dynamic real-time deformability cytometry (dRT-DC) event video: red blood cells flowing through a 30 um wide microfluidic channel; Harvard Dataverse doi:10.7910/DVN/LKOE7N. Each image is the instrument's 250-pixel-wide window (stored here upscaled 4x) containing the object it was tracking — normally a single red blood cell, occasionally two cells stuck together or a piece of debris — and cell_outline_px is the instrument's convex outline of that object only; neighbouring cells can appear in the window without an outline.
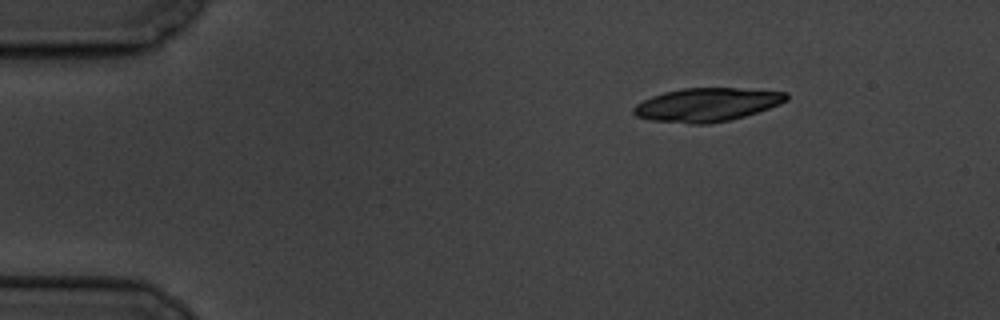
{"species": "common noctule bat (a hibernating species)", "species_latin": "Nyctalus noctula", "temperature_condition": "cold", "stored_images_in_passage": 3, "camera_frame_rate_fps": 3000, "um_per_image_px": 0.085, "animal": {"sex": "male", "body_mass_g": 19.5, "forearm_length_mm": 54.6}, "frame": {"image": 1, "passage_image": 1, "time_ms": 0.0, "image_size_px": [1000, 320], "cell_outline_px": [[788, 100], [780, 104], [744, 116], [728, 120], [708, 124], [688, 124], [648, 120], [636, 116], [632, 112], [632, 108], [636, 104], [652, 96], [664, 92], [680, 88], [736, 88], [788, 92]], "centroid_in_image_um": [60.05, 8.9], "position_along_channel_um": 24.9, "area_um2": 29.88}}